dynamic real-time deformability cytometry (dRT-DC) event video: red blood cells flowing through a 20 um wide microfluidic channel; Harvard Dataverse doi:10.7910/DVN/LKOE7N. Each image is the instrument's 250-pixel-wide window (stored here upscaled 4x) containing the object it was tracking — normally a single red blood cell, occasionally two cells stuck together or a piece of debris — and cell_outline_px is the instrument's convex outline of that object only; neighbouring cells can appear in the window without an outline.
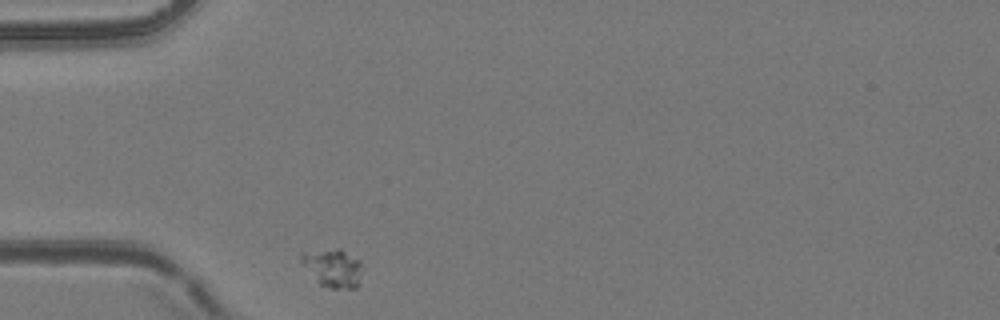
{"species": "common noctule bat (a hibernating species)", "species_latin": "Nyctalus noctula", "temperature_condition": "room temperature", "stored_images_in_passage": 5, "camera_frame_rate_fps": 3000, "um_per_image_px": 0.085, "animal": {"sex": "female", "body_mass_g": 24.6, "forearm_length_mm": 56.2}, "frame": {"image": 1, "passage_image": 1, "time_ms": 0.0, "image_size_px": [1000, 320], "cell_outline_px": [[360, 264], [356, 288], [332, 288], [320, 284], [300, 260], [300, 256], [304, 252], [336, 248], [340, 248], [360, 260]], "centroid_in_image_um": [28.28, 22.74], "position_along_channel_um": 56.7, "area_um2": 13.01}}